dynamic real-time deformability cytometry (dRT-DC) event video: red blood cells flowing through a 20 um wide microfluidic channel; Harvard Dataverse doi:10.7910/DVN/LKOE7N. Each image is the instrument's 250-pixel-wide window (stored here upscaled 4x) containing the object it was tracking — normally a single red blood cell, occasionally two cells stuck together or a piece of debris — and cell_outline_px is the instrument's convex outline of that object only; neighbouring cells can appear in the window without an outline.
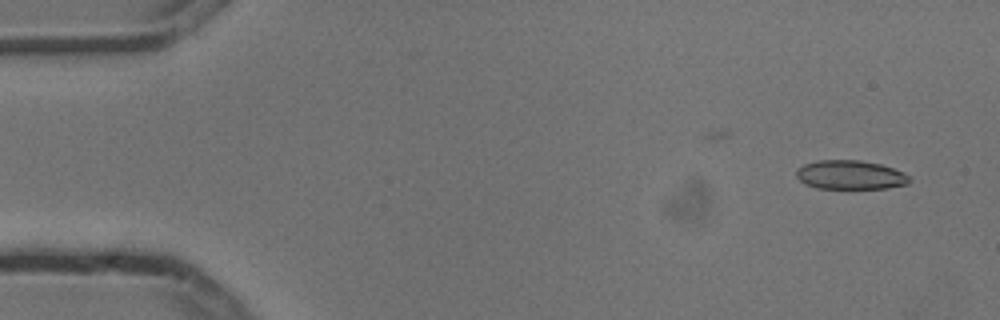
{"species": "common noctule bat (a hibernating species)", "species_latin": "Nyctalus noctula", "temperature_condition": "cold", "stored_images_in_passage": 7, "camera_frame_rate_fps": 3000, "um_per_image_px": 0.085, "animal": {"sex": "male", "body_mass_g": 13.3}, "frame": {"image": 1, "passage_image": 2, "time_ms": 0.333, "image_size_px": [1000, 320], "cell_outline_px": [[912, 180], [908, 184], [888, 188], [820, 188], [804, 184], [796, 176], [796, 172], [804, 164], [816, 160], [860, 160], [880, 164], [904, 172]], "centroid_in_image_um": [72.3, 14.86], "position_along_channel_um": 12.7, "area_um2": 19.07}}